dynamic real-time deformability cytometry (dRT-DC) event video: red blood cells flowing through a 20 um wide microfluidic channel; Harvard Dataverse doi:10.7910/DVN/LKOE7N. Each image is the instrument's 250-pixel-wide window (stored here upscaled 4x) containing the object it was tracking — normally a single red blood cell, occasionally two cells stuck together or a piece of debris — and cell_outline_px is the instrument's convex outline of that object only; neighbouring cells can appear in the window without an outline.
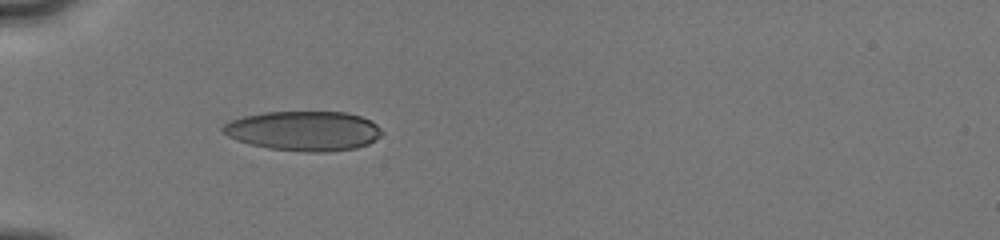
{"species": "human", "species_latin": "Homo sapiens", "temperature_condition": "cold", "stored_images_in_passage": 32, "camera_frame_rate_fps": 3000, "um_per_image_px": 0.085, "donor": {"sex": "male"}, "frame": {"image": 1, "passage_image": 1, "time_ms": 0.0, "image_size_px": [1000, 240], "cell_outline_px": [[384, 132], [380, 136], [368, 144], [356, 148], [328, 152], [304, 152], [268, 148], [236, 140], [220, 132], [220, 128], [228, 120], [244, 116], [264, 112], [344, 112], [360, 116], [372, 120]], "centroid_in_image_um": [25.8, 11.12], "position_along_channel_um": 59.2, "area_um2": 37.05}}
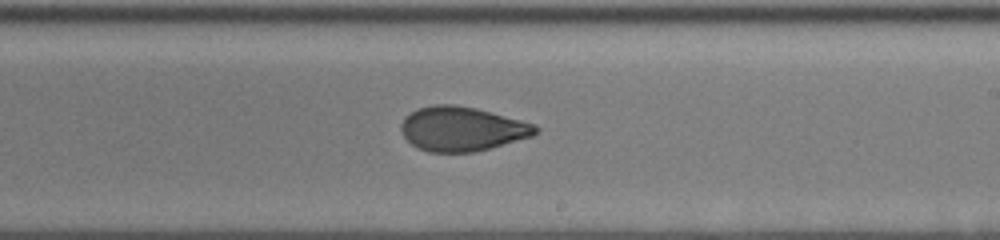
{"frame": {"image": 2, "passage_image": 13, "time_ms": 5.0, "image_size_px": [1000, 240], "cell_outline_px": [[540, 132], [532, 136], [488, 148], [472, 152], [428, 152], [412, 144], [404, 136], [400, 128], [400, 124], [416, 108], [432, 104], [456, 104], [476, 108], [536, 124], [540, 128]], "centroid_in_image_um": [39.28, 10.94], "position_along_channel_um": 249.7, "area_um2": 34.62}}
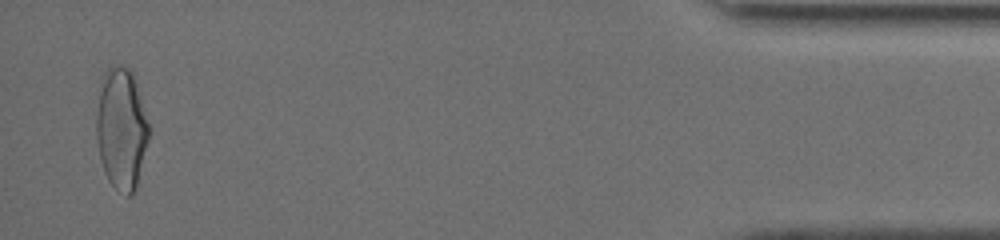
{"frame": {"image": 3, "passage_image": 31, "time_ms": 11.0, "image_size_px": [1000, 240], "cell_outline_px": [[148, 140], [136, 188], [132, 196], [124, 196], [108, 180], [104, 172], [100, 156], [96, 136], [96, 116], [100, 80], [104, 72], [108, 68], [116, 64], [132, 68], [148, 124]], "centroid_in_image_um": [10.3, 10.91], "position_along_channel_um": 424.9, "area_um2": 37.28}, "authors_computed_cell_mechanics": {"area_um2": 34.8534, "velocity_mm_per_s": 4.0585, "shape_relaxation_time_tau1_ms": 6.5628, "shape_relaxation_time_tau2_ms": 1.5863, "deformation_change_tau1": 0.1658, "deformation_change_tau2": 0.07}}